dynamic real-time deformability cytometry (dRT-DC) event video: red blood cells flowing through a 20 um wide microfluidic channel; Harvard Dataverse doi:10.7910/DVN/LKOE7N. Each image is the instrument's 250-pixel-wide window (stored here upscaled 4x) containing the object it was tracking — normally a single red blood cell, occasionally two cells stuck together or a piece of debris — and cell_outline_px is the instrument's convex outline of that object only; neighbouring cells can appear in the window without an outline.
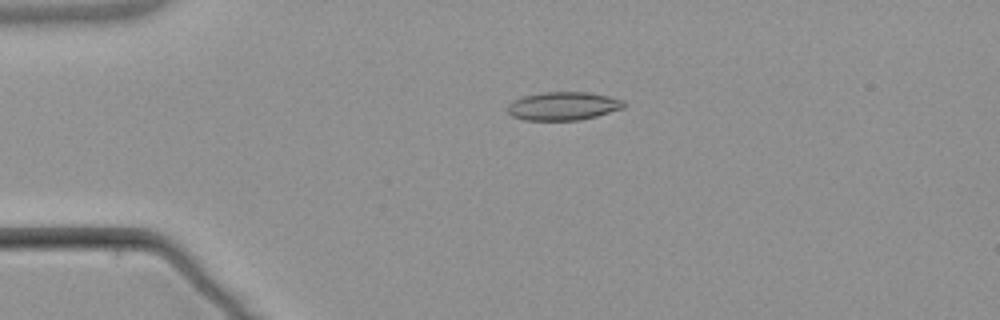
{"species": "common noctule bat (a hibernating species)", "species_latin": "Nyctalus noctula", "temperature_condition": "warm", "stored_images_in_passage": 2, "camera_frame_rate_fps": 3000, "um_per_image_px": 0.085, "animal": {"sex": "male", "body_mass_g": 21.5, "forearm_length_mm": 52.0}, "frame": {"image": 1, "passage_image": 1, "time_ms": 0.0, "image_size_px": [1000, 320], "cell_outline_px": [[624, 108], [596, 116], [580, 120], [524, 120], [512, 116], [508, 112], [508, 104], [512, 100], [524, 96], [540, 92], [588, 92], [608, 96], [624, 100]], "centroid_in_image_um": [47.85, 9.01], "position_along_channel_um": 37.1, "area_um2": 19.25}}